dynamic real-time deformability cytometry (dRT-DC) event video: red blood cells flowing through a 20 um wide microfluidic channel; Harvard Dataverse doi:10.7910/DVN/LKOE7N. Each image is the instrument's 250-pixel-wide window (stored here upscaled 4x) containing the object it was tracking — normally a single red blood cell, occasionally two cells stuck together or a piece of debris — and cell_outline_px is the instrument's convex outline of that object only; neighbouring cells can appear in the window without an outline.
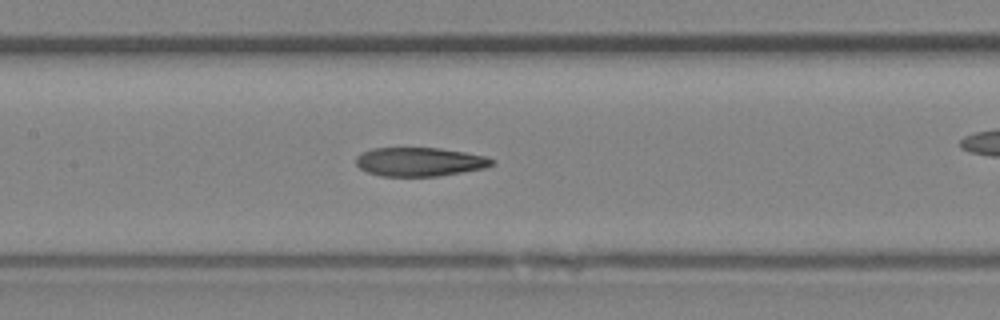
{"species": "Egyptian fruit bat (a non-hibernating species)", "species_latin": "Rousettus aegyptiacus", "temperature_condition": "room temperature", "stored_images_in_passage": 27, "camera_frame_rate_fps": 3000, "um_per_image_px": 0.085, "animal": {"sex": "female"}, "frame": {"image": 1, "passage_image": 12, "time_ms": 3.667, "image_size_px": [1000, 320], "cell_outline_px": [[496, 164], [484, 168], [440, 176], [380, 176], [368, 172], [360, 168], [356, 164], [356, 156], [372, 148], [440, 148], [464, 152], [484, 156], [496, 160]], "centroid_in_image_um": [35.69, 13.76], "position_along_channel_um": 171.7, "area_um2": 22.83}}